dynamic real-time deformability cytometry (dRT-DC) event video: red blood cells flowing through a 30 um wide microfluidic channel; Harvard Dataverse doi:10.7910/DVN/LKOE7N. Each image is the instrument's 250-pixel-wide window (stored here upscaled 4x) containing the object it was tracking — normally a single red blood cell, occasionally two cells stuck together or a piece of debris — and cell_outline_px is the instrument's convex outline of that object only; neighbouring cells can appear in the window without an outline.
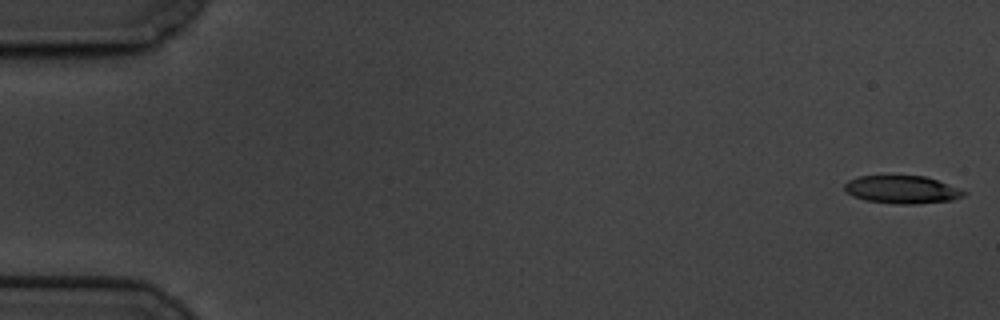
{"species": "common noctule bat (a hibernating species)", "species_latin": "Nyctalus noctula", "temperature_condition": "cold", "stored_images_in_passage": 59, "camera_frame_rate_fps": 3000, "um_per_image_px": 0.085, "animal": {"sex": "male", "body_mass_g": 19.5, "forearm_length_mm": 54.6}, "frame": {"image": 1, "passage_image": 1, "time_ms": 0.0, "image_size_px": [1000, 320], "cell_outline_px": [[968, 192], [964, 196], [952, 200], [916, 204], [896, 204], [864, 200], [852, 196], [844, 192], [844, 184], [848, 180], [860, 176], [924, 176], [936, 180]], "centroid_in_image_um": [76.63, 16.12], "position_along_channel_um": 8.4, "area_um2": 19.36}}
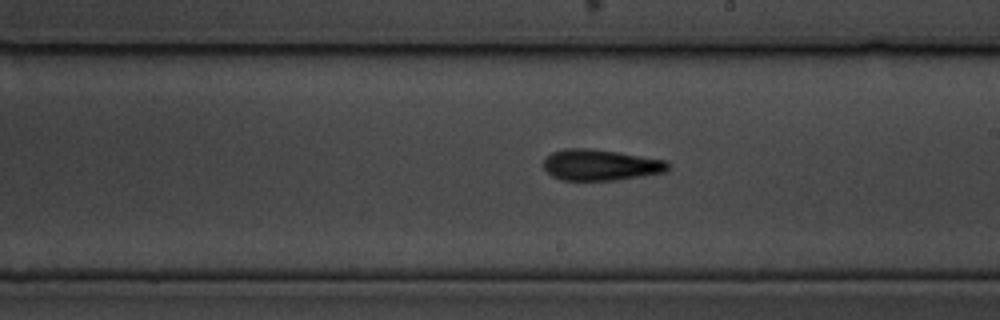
{"frame": {"image": 2, "passage_image": 34, "time_ms": 11.0, "image_size_px": [1000, 320], "cell_outline_px": [[672, 164], [668, 172], [612, 180], [560, 180], [552, 176], [544, 168], [544, 160], [552, 152], [564, 148], [588, 148], [616, 152], [668, 160]], "centroid_in_image_um": [51.09, 14.02], "position_along_channel_um": 237.9, "area_um2": 22.6}}
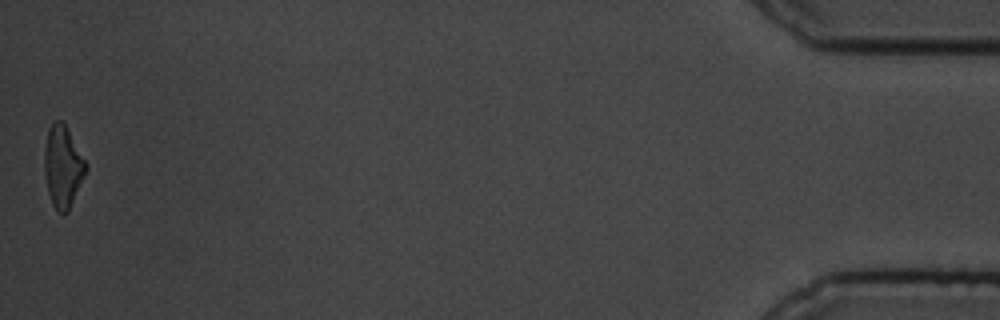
{"frame": {"image": 3, "passage_image": 59, "time_ms": 19.333, "image_size_px": [1000, 320], "cell_outline_px": [[88, 168], [68, 212], [56, 212], [52, 204], [48, 192], [44, 172], [44, 152], [48, 128], [56, 120], [60, 120], [64, 124], [88, 164]], "centroid_in_image_um": [5.34, 14.18], "position_along_channel_um": 429.9, "area_um2": 19.65}, "authors_computed_cell_mechanics": {"area_um2": 21.0392, "velocity_mm_per_s": 3.3899, "shape_relaxation_time_tau1_ms": 4.4449, "shape_relaxation_time_tau2_ms": 3.5323, "deformation_change_tau1": 0.154, "deformation_change_tau2": 0.1417}}